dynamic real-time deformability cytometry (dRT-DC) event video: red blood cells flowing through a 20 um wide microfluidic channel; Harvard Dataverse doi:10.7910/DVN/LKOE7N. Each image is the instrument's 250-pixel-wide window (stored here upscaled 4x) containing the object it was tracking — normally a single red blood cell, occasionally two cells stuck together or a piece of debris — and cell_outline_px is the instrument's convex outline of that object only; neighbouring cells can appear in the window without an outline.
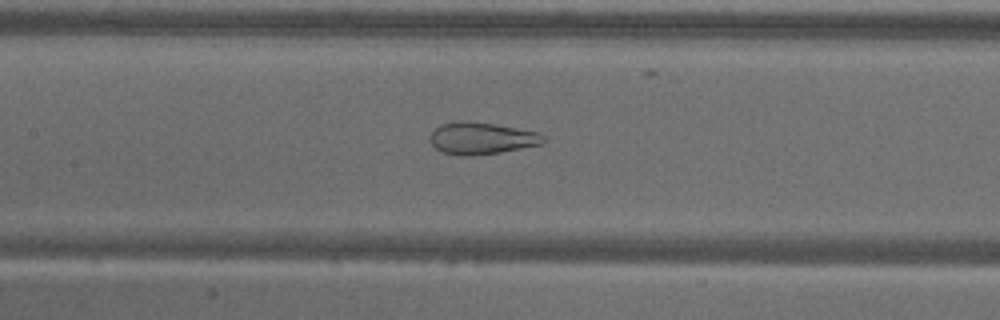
{"species": "common noctule bat (a hibernating species)", "species_latin": "Nyctalus noctula", "temperature_condition": "warm", "stored_images_in_passage": 56, "camera_frame_rate_fps": 3000, "um_per_image_px": 0.085, "animal": {"sex": "male", "body_mass_g": 18.8}, "frame": {"image": 1, "passage_image": 26, "time_ms": 8.333, "image_size_px": [1000, 320], "cell_outline_px": [[548, 140], [544, 144], [500, 152], [472, 156], [460, 156], [444, 152], [436, 148], [428, 140], [432, 132], [440, 124], [460, 120], [496, 124], [540, 132]], "centroid_in_image_um": [40.97, 11.75], "position_along_channel_um": 166.4, "area_um2": 21.39}}
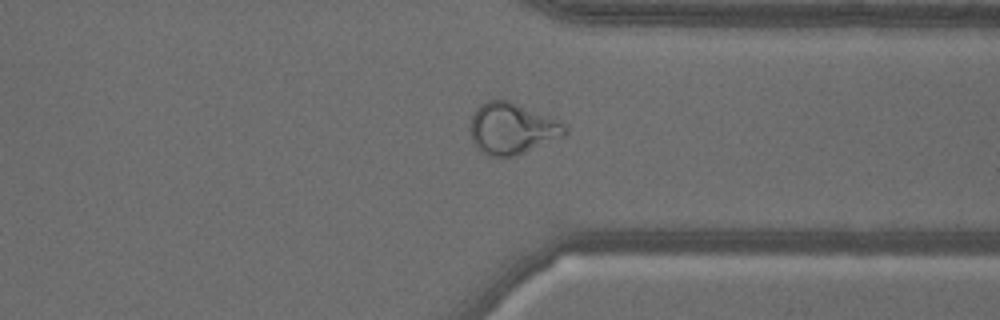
{"frame": {"image": 2, "passage_image": 43, "time_ms": 14.0, "image_size_px": [1000, 320], "cell_outline_px": [[568, 132], [564, 136], [516, 156], [488, 156], [480, 152], [472, 144], [468, 128], [468, 124], [476, 108], [480, 104], [488, 100], [508, 100], [560, 120], [568, 128]], "centroid_in_image_um": [43.48, 10.93], "position_along_channel_um": 367.9, "area_um2": 28.84}}
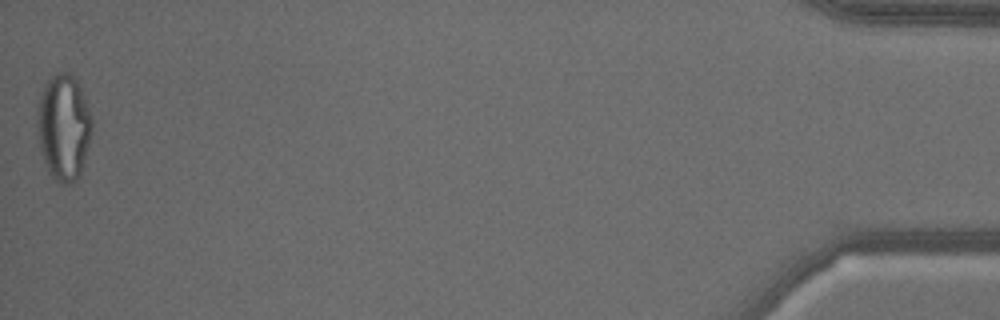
{"frame": {"image": 3, "passage_image": 56, "time_ms": 18.333, "image_size_px": [1000, 320], "cell_outline_px": [[92, 132], [80, 176], [72, 184], [60, 184], [48, 172], [40, 148], [36, 128], [36, 104], [40, 92], [44, 84], [56, 72], [68, 72], [76, 80], [80, 88], [92, 116]], "centroid_in_image_um": [5.38, 10.81], "position_along_channel_um": 429.8, "area_um2": 34.33}, "authors_computed_cell_mechanics": {"area_um2": 29.0156, "velocity_mm_per_s": 3.5833, "shape_relaxation_time_tau1_ms": null, "shape_relaxation_time_tau2_ms": 0.8241, "deformation_change_tau1": null, "deformation_change_tau2": 0.0912}}